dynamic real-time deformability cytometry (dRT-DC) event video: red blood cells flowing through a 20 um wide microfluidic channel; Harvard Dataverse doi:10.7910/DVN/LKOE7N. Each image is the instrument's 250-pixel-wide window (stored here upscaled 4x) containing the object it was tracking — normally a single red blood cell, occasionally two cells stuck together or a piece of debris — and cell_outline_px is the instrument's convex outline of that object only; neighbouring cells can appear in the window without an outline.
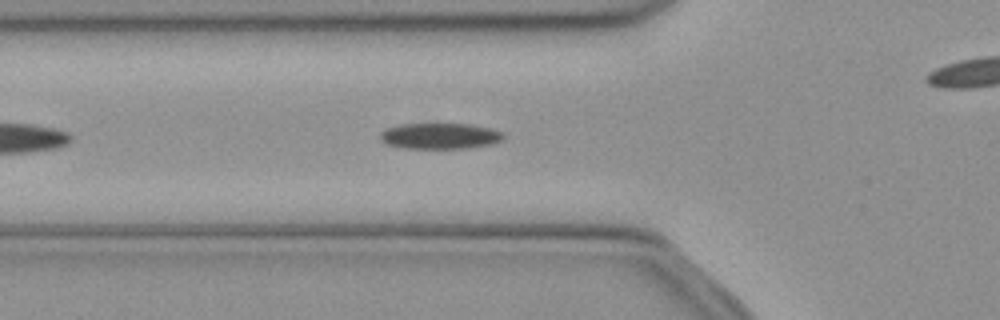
{"species": "common noctule bat (a hibernating species)", "species_latin": "Nyctalus noctula", "temperature_condition": "cold", "stored_images_in_passage": 42, "camera_frame_rate_fps": 3000, "um_per_image_px": 0.085, "animal": {"sex": "female", "body_mass_g": 21.9}, "frame": {"image": 1, "passage_image": 7, "time_ms": 2.0, "image_size_px": [1000, 320], "cell_outline_px": [[504, 136], [500, 140], [492, 144], [464, 148], [400, 148], [388, 144], [380, 140], [380, 132], [388, 128], [400, 124], [472, 124], [504, 132]], "centroid_in_image_um": [37.38, 11.56], "position_along_channel_um": 88.4, "area_um2": 18.5}}
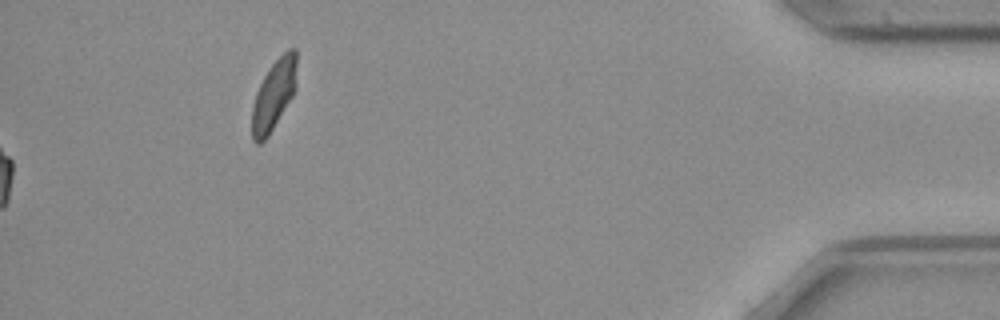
{"frame": {"image": 2, "passage_image": 42, "time_ms": 13.667, "image_size_px": [1000, 320], "cell_outline_px": [[296, 88], [292, 96], [268, 136], [260, 144], [256, 144], [252, 140], [252, 104], [256, 92], [264, 76], [272, 64], [288, 48], [296, 48]], "centroid_in_image_um": [23.26, 8.07], "position_along_channel_um": 411.9, "area_um2": 18.15}, "authors_computed_cell_mechanics": {"area_um2": 18.4093, "velocity_mm_per_s": 3.9459, "shape_relaxation_time_tau1_ms": 4.2393, "shape_relaxation_time_tau2_ms": null, "deformation_change_tau1": 0.1181, "deformation_change_tau2": null}}